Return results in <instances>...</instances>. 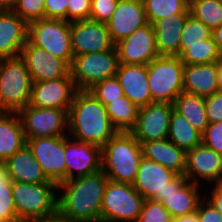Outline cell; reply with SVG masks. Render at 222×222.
Returning a JSON list of instances; mask_svg holds the SVG:
<instances>
[{
  "mask_svg": "<svg viewBox=\"0 0 222 222\" xmlns=\"http://www.w3.org/2000/svg\"><path fill=\"white\" fill-rule=\"evenodd\" d=\"M173 104L152 102L139 108L136 124L130 133L142 142L167 138Z\"/></svg>",
  "mask_w": 222,
  "mask_h": 222,
  "instance_id": "cell-13",
  "label": "cell"
},
{
  "mask_svg": "<svg viewBox=\"0 0 222 222\" xmlns=\"http://www.w3.org/2000/svg\"><path fill=\"white\" fill-rule=\"evenodd\" d=\"M74 140V141H73ZM66 181L102 170V148L65 136ZM77 172H76V171ZM76 172V175L75 173Z\"/></svg>",
  "mask_w": 222,
  "mask_h": 222,
  "instance_id": "cell-16",
  "label": "cell"
},
{
  "mask_svg": "<svg viewBox=\"0 0 222 222\" xmlns=\"http://www.w3.org/2000/svg\"><path fill=\"white\" fill-rule=\"evenodd\" d=\"M77 91L71 73L55 80L33 82L29 105L38 108H57L68 112Z\"/></svg>",
  "mask_w": 222,
  "mask_h": 222,
  "instance_id": "cell-15",
  "label": "cell"
},
{
  "mask_svg": "<svg viewBox=\"0 0 222 222\" xmlns=\"http://www.w3.org/2000/svg\"><path fill=\"white\" fill-rule=\"evenodd\" d=\"M172 222H199V220L197 218L196 212H194L189 215L175 217L172 219Z\"/></svg>",
  "mask_w": 222,
  "mask_h": 222,
  "instance_id": "cell-48",
  "label": "cell"
},
{
  "mask_svg": "<svg viewBox=\"0 0 222 222\" xmlns=\"http://www.w3.org/2000/svg\"><path fill=\"white\" fill-rule=\"evenodd\" d=\"M32 79L18 56L0 60V112L19 113L31 98Z\"/></svg>",
  "mask_w": 222,
  "mask_h": 222,
  "instance_id": "cell-5",
  "label": "cell"
},
{
  "mask_svg": "<svg viewBox=\"0 0 222 222\" xmlns=\"http://www.w3.org/2000/svg\"><path fill=\"white\" fill-rule=\"evenodd\" d=\"M190 15L211 30L222 25V4L220 0H194L189 4Z\"/></svg>",
  "mask_w": 222,
  "mask_h": 222,
  "instance_id": "cell-34",
  "label": "cell"
},
{
  "mask_svg": "<svg viewBox=\"0 0 222 222\" xmlns=\"http://www.w3.org/2000/svg\"><path fill=\"white\" fill-rule=\"evenodd\" d=\"M18 0H0V11L13 10Z\"/></svg>",
  "mask_w": 222,
  "mask_h": 222,
  "instance_id": "cell-49",
  "label": "cell"
},
{
  "mask_svg": "<svg viewBox=\"0 0 222 222\" xmlns=\"http://www.w3.org/2000/svg\"><path fill=\"white\" fill-rule=\"evenodd\" d=\"M108 177L100 170L58 185L57 215L67 222H100Z\"/></svg>",
  "mask_w": 222,
  "mask_h": 222,
  "instance_id": "cell-1",
  "label": "cell"
},
{
  "mask_svg": "<svg viewBox=\"0 0 222 222\" xmlns=\"http://www.w3.org/2000/svg\"><path fill=\"white\" fill-rule=\"evenodd\" d=\"M28 40V24L12 10L0 11V60L18 57Z\"/></svg>",
  "mask_w": 222,
  "mask_h": 222,
  "instance_id": "cell-22",
  "label": "cell"
},
{
  "mask_svg": "<svg viewBox=\"0 0 222 222\" xmlns=\"http://www.w3.org/2000/svg\"><path fill=\"white\" fill-rule=\"evenodd\" d=\"M141 149L144 158L172 169L179 175H184L186 168V151L176 146L168 138L142 142Z\"/></svg>",
  "mask_w": 222,
  "mask_h": 222,
  "instance_id": "cell-26",
  "label": "cell"
},
{
  "mask_svg": "<svg viewBox=\"0 0 222 222\" xmlns=\"http://www.w3.org/2000/svg\"><path fill=\"white\" fill-rule=\"evenodd\" d=\"M116 48L75 56L70 73L77 90H89L96 83L114 77L119 68Z\"/></svg>",
  "mask_w": 222,
  "mask_h": 222,
  "instance_id": "cell-9",
  "label": "cell"
},
{
  "mask_svg": "<svg viewBox=\"0 0 222 222\" xmlns=\"http://www.w3.org/2000/svg\"><path fill=\"white\" fill-rule=\"evenodd\" d=\"M58 186L53 183L13 182L12 195L19 222H35L57 216Z\"/></svg>",
  "mask_w": 222,
  "mask_h": 222,
  "instance_id": "cell-4",
  "label": "cell"
},
{
  "mask_svg": "<svg viewBox=\"0 0 222 222\" xmlns=\"http://www.w3.org/2000/svg\"><path fill=\"white\" fill-rule=\"evenodd\" d=\"M217 75L219 91H222V57L217 61Z\"/></svg>",
  "mask_w": 222,
  "mask_h": 222,
  "instance_id": "cell-50",
  "label": "cell"
},
{
  "mask_svg": "<svg viewBox=\"0 0 222 222\" xmlns=\"http://www.w3.org/2000/svg\"><path fill=\"white\" fill-rule=\"evenodd\" d=\"M221 57L213 37L195 45H187V49L179 56L184 65L213 63Z\"/></svg>",
  "mask_w": 222,
  "mask_h": 222,
  "instance_id": "cell-32",
  "label": "cell"
},
{
  "mask_svg": "<svg viewBox=\"0 0 222 222\" xmlns=\"http://www.w3.org/2000/svg\"><path fill=\"white\" fill-rule=\"evenodd\" d=\"M219 91L217 62L185 65L183 92L209 97Z\"/></svg>",
  "mask_w": 222,
  "mask_h": 222,
  "instance_id": "cell-24",
  "label": "cell"
},
{
  "mask_svg": "<svg viewBox=\"0 0 222 222\" xmlns=\"http://www.w3.org/2000/svg\"><path fill=\"white\" fill-rule=\"evenodd\" d=\"M67 111L26 105L18 114L26 139L67 136Z\"/></svg>",
  "mask_w": 222,
  "mask_h": 222,
  "instance_id": "cell-10",
  "label": "cell"
},
{
  "mask_svg": "<svg viewBox=\"0 0 222 222\" xmlns=\"http://www.w3.org/2000/svg\"><path fill=\"white\" fill-rule=\"evenodd\" d=\"M5 162L9 178L12 182L30 184L50 182L27 145L9 157Z\"/></svg>",
  "mask_w": 222,
  "mask_h": 222,
  "instance_id": "cell-27",
  "label": "cell"
},
{
  "mask_svg": "<svg viewBox=\"0 0 222 222\" xmlns=\"http://www.w3.org/2000/svg\"><path fill=\"white\" fill-rule=\"evenodd\" d=\"M205 111L209 123L222 121V91L205 98Z\"/></svg>",
  "mask_w": 222,
  "mask_h": 222,
  "instance_id": "cell-43",
  "label": "cell"
},
{
  "mask_svg": "<svg viewBox=\"0 0 222 222\" xmlns=\"http://www.w3.org/2000/svg\"><path fill=\"white\" fill-rule=\"evenodd\" d=\"M20 57L25 62L32 82L55 80L70 73V67L62 59L33 45L29 40L23 46Z\"/></svg>",
  "mask_w": 222,
  "mask_h": 222,
  "instance_id": "cell-17",
  "label": "cell"
},
{
  "mask_svg": "<svg viewBox=\"0 0 222 222\" xmlns=\"http://www.w3.org/2000/svg\"><path fill=\"white\" fill-rule=\"evenodd\" d=\"M199 185L190 182L184 175H178L163 191L162 204L172 218L189 215L197 211L202 201Z\"/></svg>",
  "mask_w": 222,
  "mask_h": 222,
  "instance_id": "cell-18",
  "label": "cell"
},
{
  "mask_svg": "<svg viewBox=\"0 0 222 222\" xmlns=\"http://www.w3.org/2000/svg\"><path fill=\"white\" fill-rule=\"evenodd\" d=\"M148 23L142 0H119L115 11L106 24L110 37L116 45Z\"/></svg>",
  "mask_w": 222,
  "mask_h": 222,
  "instance_id": "cell-21",
  "label": "cell"
},
{
  "mask_svg": "<svg viewBox=\"0 0 222 222\" xmlns=\"http://www.w3.org/2000/svg\"><path fill=\"white\" fill-rule=\"evenodd\" d=\"M167 138L186 152L202 144V133L174 109L170 117Z\"/></svg>",
  "mask_w": 222,
  "mask_h": 222,
  "instance_id": "cell-30",
  "label": "cell"
},
{
  "mask_svg": "<svg viewBox=\"0 0 222 222\" xmlns=\"http://www.w3.org/2000/svg\"><path fill=\"white\" fill-rule=\"evenodd\" d=\"M147 20L153 24L156 20L185 13L189 9L186 0H142Z\"/></svg>",
  "mask_w": 222,
  "mask_h": 222,
  "instance_id": "cell-33",
  "label": "cell"
},
{
  "mask_svg": "<svg viewBox=\"0 0 222 222\" xmlns=\"http://www.w3.org/2000/svg\"><path fill=\"white\" fill-rule=\"evenodd\" d=\"M26 145L18 113L0 112V162H5Z\"/></svg>",
  "mask_w": 222,
  "mask_h": 222,
  "instance_id": "cell-28",
  "label": "cell"
},
{
  "mask_svg": "<svg viewBox=\"0 0 222 222\" xmlns=\"http://www.w3.org/2000/svg\"><path fill=\"white\" fill-rule=\"evenodd\" d=\"M178 175L172 169L142 157L136 179L132 185L144 199L162 202L164 189Z\"/></svg>",
  "mask_w": 222,
  "mask_h": 222,
  "instance_id": "cell-20",
  "label": "cell"
},
{
  "mask_svg": "<svg viewBox=\"0 0 222 222\" xmlns=\"http://www.w3.org/2000/svg\"><path fill=\"white\" fill-rule=\"evenodd\" d=\"M6 162H0V222H19Z\"/></svg>",
  "mask_w": 222,
  "mask_h": 222,
  "instance_id": "cell-35",
  "label": "cell"
},
{
  "mask_svg": "<svg viewBox=\"0 0 222 222\" xmlns=\"http://www.w3.org/2000/svg\"><path fill=\"white\" fill-rule=\"evenodd\" d=\"M89 91L105 106L112 101L118 100L124 95V91L116 76L106 78L96 83Z\"/></svg>",
  "mask_w": 222,
  "mask_h": 222,
  "instance_id": "cell-37",
  "label": "cell"
},
{
  "mask_svg": "<svg viewBox=\"0 0 222 222\" xmlns=\"http://www.w3.org/2000/svg\"><path fill=\"white\" fill-rule=\"evenodd\" d=\"M145 199L132 184L108 179L100 222H136Z\"/></svg>",
  "mask_w": 222,
  "mask_h": 222,
  "instance_id": "cell-7",
  "label": "cell"
},
{
  "mask_svg": "<svg viewBox=\"0 0 222 222\" xmlns=\"http://www.w3.org/2000/svg\"><path fill=\"white\" fill-rule=\"evenodd\" d=\"M189 4L192 2V1H194V0H186Z\"/></svg>",
  "mask_w": 222,
  "mask_h": 222,
  "instance_id": "cell-52",
  "label": "cell"
},
{
  "mask_svg": "<svg viewBox=\"0 0 222 222\" xmlns=\"http://www.w3.org/2000/svg\"><path fill=\"white\" fill-rule=\"evenodd\" d=\"M199 222H222V216L209 200H202L196 211Z\"/></svg>",
  "mask_w": 222,
  "mask_h": 222,
  "instance_id": "cell-45",
  "label": "cell"
},
{
  "mask_svg": "<svg viewBox=\"0 0 222 222\" xmlns=\"http://www.w3.org/2000/svg\"><path fill=\"white\" fill-rule=\"evenodd\" d=\"M213 30L201 21L189 15L184 22L179 45V56L187 49V45H195L200 41L212 38Z\"/></svg>",
  "mask_w": 222,
  "mask_h": 222,
  "instance_id": "cell-36",
  "label": "cell"
},
{
  "mask_svg": "<svg viewBox=\"0 0 222 222\" xmlns=\"http://www.w3.org/2000/svg\"><path fill=\"white\" fill-rule=\"evenodd\" d=\"M110 122L118 132H130L137 121L139 107L126 96L105 105Z\"/></svg>",
  "mask_w": 222,
  "mask_h": 222,
  "instance_id": "cell-31",
  "label": "cell"
},
{
  "mask_svg": "<svg viewBox=\"0 0 222 222\" xmlns=\"http://www.w3.org/2000/svg\"><path fill=\"white\" fill-rule=\"evenodd\" d=\"M189 15L188 9L185 13L156 20L152 24L160 56H179L181 31Z\"/></svg>",
  "mask_w": 222,
  "mask_h": 222,
  "instance_id": "cell-25",
  "label": "cell"
},
{
  "mask_svg": "<svg viewBox=\"0 0 222 222\" xmlns=\"http://www.w3.org/2000/svg\"><path fill=\"white\" fill-rule=\"evenodd\" d=\"M174 110L182 115L200 133L209 122L205 111V98L196 94L181 92L173 102Z\"/></svg>",
  "mask_w": 222,
  "mask_h": 222,
  "instance_id": "cell-29",
  "label": "cell"
},
{
  "mask_svg": "<svg viewBox=\"0 0 222 222\" xmlns=\"http://www.w3.org/2000/svg\"><path fill=\"white\" fill-rule=\"evenodd\" d=\"M35 222H67L66 220L60 218L58 215L53 217V218H50V219H43V220H40V221H35Z\"/></svg>",
  "mask_w": 222,
  "mask_h": 222,
  "instance_id": "cell-51",
  "label": "cell"
},
{
  "mask_svg": "<svg viewBox=\"0 0 222 222\" xmlns=\"http://www.w3.org/2000/svg\"><path fill=\"white\" fill-rule=\"evenodd\" d=\"M28 40L37 47L62 59L69 67L73 62L70 22L62 19H39L28 24Z\"/></svg>",
  "mask_w": 222,
  "mask_h": 222,
  "instance_id": "cell-8",
  "label": "cell"
},
{
  "mask_svg": "<svg viewBox=\"0 0 222 222\" xmlns=\"http://www.w3.org/2000/svg\"><path fill=\"white\" fill-rule=\"evenodd\" d=\"M68 0H45V18L67 21Z\"/></svg>",
  "mask_w": 222,
  "mask_h": 222,
  "instance_id": "cell-44",
  "label": "cell"
},
{
  "mask_svg": "<svg viewBox=\"0 0 222 222\" xmlns=\"http://www.w3.org/2000/svg\"><path fill=\"white\" fill-rule=\"evenodd\" d=\"M184 67L179 56H159L147 65L152 102L173 104L183 92Z\"/></svg>",
  "mask_w": 222,
  "mask_h": 222,
  "instance_id": "cell-6",
  "label": "cell"
},
{
  "mask_svg": "<svg viewBox=\"0 0 222 222\" xmlns=\"http://www.w3.org/2000/svg\"><path fill=\"white\" fill-rule=\"evenodd\" d=\"M119 0H92L90 20L107 23L115 11Z\"/></svg>",
  "mask_w": 222,
  "mask_h": 222,
  "instance_id": "cell-40",
  "label": "cell"
},
{
  "mask_svg": "<svg viewBox=\"0 0 222 222\" xmlns=\"http://www.w3.org/2000/svg\"><path fill=\"white\" fill-rule=\"evenodd\" d=\"M142 157L136 138L130 132H117L102 147V171L110 180L133 184Z\"/></svg>",
  "mask_w": 222,
  "mask_h": 222,
  "instance_id": "cell-3",
  "label": "cell"
},
{
  "mask_svg": "<svg viewBox=\"0 0 222 222\" xmlns=\"http://www.w3.org/2000/svg\"><path fill=\"white\" fill-rule=\"evenodd\" d=\"M26 145L49 181L57 186L66 181L65 136L26 139Z\"/></svg>",
  "mask_w": 222,
  "mask_h": 222,
  "instance_id": "cell-11",
  "label": "cell"
},
{
  "mask_svg": "<svg viewBox=\"0 0 222 222\" xmlns=\"http://www.w3.org/2000/svg\"><path fill=\"white\" fill-rule=\"evenodd\" d=\"M119 64L148 65L159 57L156 48L155 31L148 23L115 45Z\"/></svg>",
  "mask_w": 222,
  "mask_h": 222,
  "instance_id": "cell-14",
  "label": "cell"
},
{
  "mask_svg": "<svg viewBox=\"0 0 222 222\" xmlns=\"http://www.w3.org/2000/svg\"><path fill=\"white\" fill-rule=\"evenodd\" d=\"M171 214L159 201L145 199L136 222H172Z\"/></svg>",
  "mask_w": 222,
  "mask_h": 222,
  "instance_id": "cell-39",
  "label": "cell"
},
{
  "mask_svg": "<svg viewBox=\"0 0 222 222\" xmlns=\"http://www.w3.org/2000/svg\"><path fill=\"white\" fill-rule=\"evenodd\" d=\"M73 57L115 48L106 23L90 19L70 22Z\"/></svg>",
  "mask_w": 222,
  "mask_h": 222,
  "instance_id": "cell-12",
  "label": "cell"
},
{
  "mask_svg": "<svg viewBox=\"0 0 222 222\" xmlns=\"http://www.w3.org/2000/svg\"><path fill=\"white\" fill-rule=\"evenodd\" d=\"M115 76L132 103L139 108L152 103L147 65L120 64Z\"/></svg>",
  "mask_w": 222,
  "mask_h": 222,
  "instance_id": "cell-23",
  "label": "cell"
},
{
  "mask_svg": "<svg viewBox=\"0 0 222 222\" xmlns=\"http://www.w3.org/2000/svg\"><path fill=\"white\" fill-rule=\"evenodd\" d=\"M211 196H208V200L215 206L217 211L222 216V180L215 183L214 187L211 189Z\"/></svg>",
  "mask_w": 222,
  "mask_h": 222,
  "instance_id": "cell-46",
  "label": "cell"
},
{
  "mask_svg": "<svg viewBox=\"0 0 222 222\" xmlns=\"http://www.w3.org/2000/svg\"><path fill=\"white\" fill-rule=\"evenodd\" d=\"M92 0H68L67 21L87 20L90 17Z\"/></svg>",
  "mask_w": 222,
  "mask_h": 222,
  "instance_id": "cell-42",
  "label": "cell"
},
{
  "mask_svg": "<svg viewBox=\"0 0 222 222\" xmlns=\"http://www.w3.org/2000/svg\"><path fill=\"white\" fill-rule=\"evenodd\" d=\"M212 37L214 38L218 51L222 54V25L213 30Z\"/></svg>",
  "mask_w": 222,
  "mask_h": 222,
  "instance_id": "cell-47",
  "label": "cell"
},
{
  "mask_svg": "<svg viewBox=\"0 0 222 222\" xmlns=\"http://www.w3.org/2000/svg\"><path fill=\"white\" fill-rule=\"evenodd\" d=\"M12 11L29 24L45 18V0H18Z\"/></svg>",
  "mask_w": 222,
  "mask_h": 222,
  "instance_id": "cell-38",
  "label": "cell"
},
{
  "mask_svg": "<svg viewBox=\"0 0 222 222\" xmlns=\"http://www.w3.org/2000/svg\"><path fill=\"white\" fill-rule=\"evenodd\" d=\"M67 122L70 138L101 148L118 132L111 124L105 106L89 90L75 93Z\"/></svg>",
  "mask_w": 222,
  "mask_h": 222,
  "instance_id": "cell-2",
  "label": "cell"
},
{
  "mask_svg": "<svg viewBox=\"0 0 222 222\" xmlns=\"http://www.w3.org/2000/svg\"><path fill=\"white\" fill-rule=\"evenodd\" d=\"M202 144L222 155V121L208 124L202 133Z\"/></svg>",
  "mask_w": 222,
  "mask_h": 222,
  "instance_id": "cell-41",
  "label": "cell"
},
{
  "mask_svg": "<svg viewBox=\"0 0 222 222\" xmlns=\"http://www.w3.org/2000/svg\"><path fill=\"white\" fill-rule=\"evenodd\" d=\"M184 176L188 181L197 185L200 183L199 178L210 182V184L221 181L222 155L203 144L188 150Z\"/></svg>",
  "mask_w": 222,
  "mask_h": 222,
  "instance_id": "cell-19",
  "label": "cell"
}]
</instances>
